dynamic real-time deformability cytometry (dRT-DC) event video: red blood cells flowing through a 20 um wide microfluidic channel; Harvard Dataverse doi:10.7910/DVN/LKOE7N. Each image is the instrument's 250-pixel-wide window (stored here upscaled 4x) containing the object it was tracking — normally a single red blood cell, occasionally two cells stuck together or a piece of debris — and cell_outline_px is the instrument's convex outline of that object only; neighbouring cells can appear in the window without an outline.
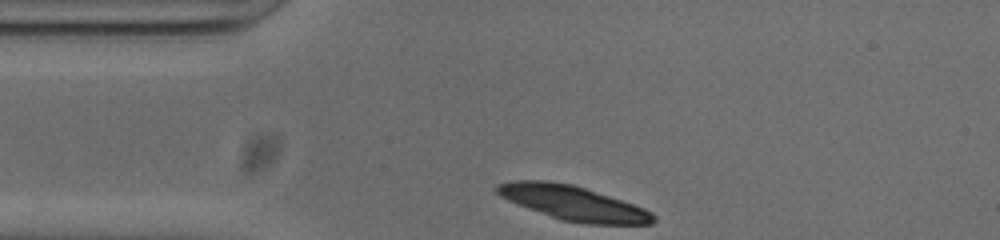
{"species": "common noctule bat (a hibernating species)", "species_latin": "Nyctalus noctula", "temperature_condition": "cold", "stored_images_in_passage": 32, "camera_frame_rate_fps": 3000, "um_per_image_px": 0.085, "animal": {"sex": "male", "body_mass_g": 20.0, "forearm_length_mm": 53.3}, "frame": {"image": 1, "passage_image": 1, "time_ms": 0.0, "image_size_px": [1000, 240], "cell_outline_px": [[656, 220], [652, 224], [584, 224], [560, 220], [516, 204], [500, 196], [496, 192], [496, 184], [512, 180], [548, 180], [572, 184], [644, 208], [652, 212], [656, 216]], "centroid_in_image_um": [48.68, 17.26], "position_along_channel_um": 36.3, "area_um2": 31.39}}